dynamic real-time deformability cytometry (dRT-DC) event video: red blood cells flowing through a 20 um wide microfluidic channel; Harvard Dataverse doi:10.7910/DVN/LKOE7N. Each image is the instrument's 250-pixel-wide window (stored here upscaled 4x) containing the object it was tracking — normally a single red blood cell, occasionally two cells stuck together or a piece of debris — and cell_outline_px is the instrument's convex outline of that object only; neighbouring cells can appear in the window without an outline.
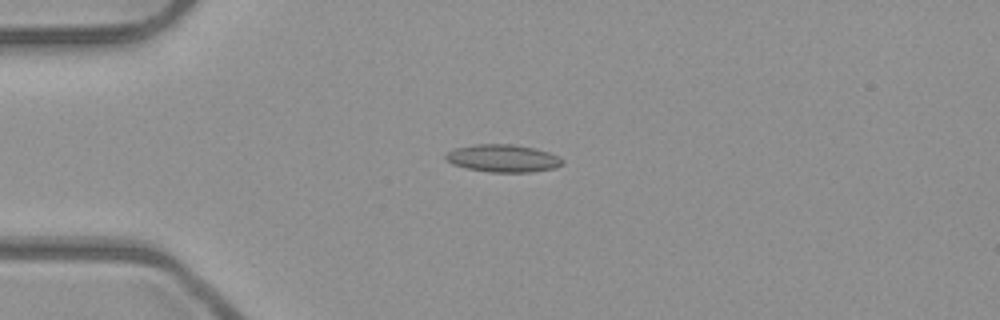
{"species": "common noctule bat (a hibernating species)", "species_latin": "Nyctalus noctula", "temperature_condition": "room temperature", "stored_images_in_passage": 41, "camera_frame_rate_fps": 3000, "um_per_image_px": 0.085, "animal": {"sex": "male", "body_mass_g": 23.1, "forearm_length_mm": 52.7}, "frame": {"image": 1, "passage_image": 2, "time_ms": 0.333, "image_size_px": [1000, 320], "cell_outline_px": [[564, 160], [556, 168], [528, 172], [492, 172], [468, 168], [452, 164], [444, 156], [448, 152], [456, 148], [476, 144], [512, 144], [536, 148], [548, 152]], "centroid_in_image_um": [42.76, 13.45], "position_along_channel_um": 42.2, "area_um2": 18.5}}
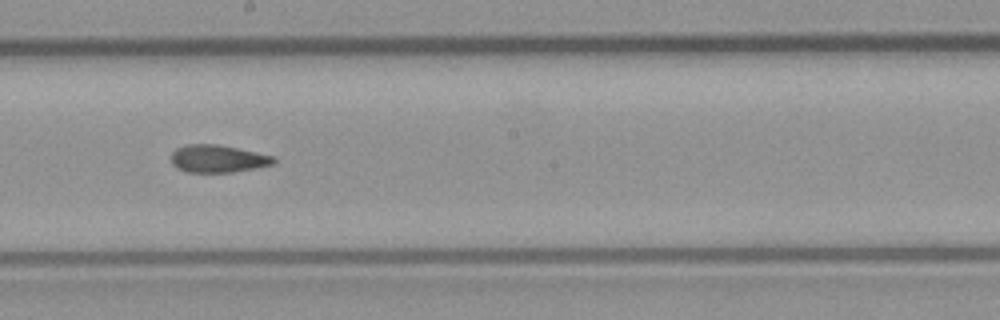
{"frame": {"image": 2, "passage_image": 18, "time_ms": 5.667, "image_size_px": [1000, 320], "cell_outline_px": [[276, 164], [256, 168], [232, 172], [188, 172], [176, 168], [172, 164], [172, 152], [176, 148], [188, 144], [216, 144], [256, 152], [272, 156], [276, 160]], "centroid_in_image_um": [18.51, 13.49], "position_along_channel_um": 229.7, "area_um2": 16.42}}
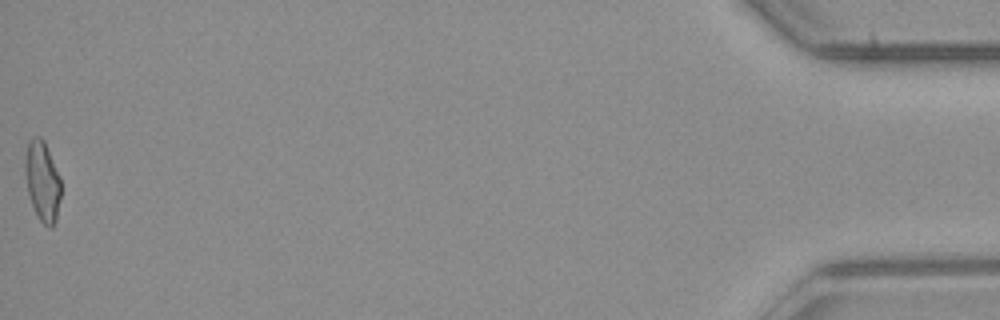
{"frame": {"image": 3, "passage_image": 41, "time_ms": 13.333, "image_size_px": [1000, 320], "cell_outline_px": [[60, 196], [56, 220], [52, 228], [48, 228], [40, 220], [32, 204], [28, 192], [24, 168], [24, 160], [28, 140], [32, 136], [40, 136], [44, 140], [60, 176]], "centroid_in_image_um": [3.59, 15.35], "position_along_channel_um": 431.6, "area_um2": 16.76}, "authors_computed_cell_mechanics": {"area_um2": 16.7042, "velocity_mm_per_s": 3.9802, "shape_relaxation_time_tau1_ms": null, "shape_relaxation_time_tau2_ms": 2.5861, "deformation_change_tau1": null, "deformation_change_tau2": 0.0935}}